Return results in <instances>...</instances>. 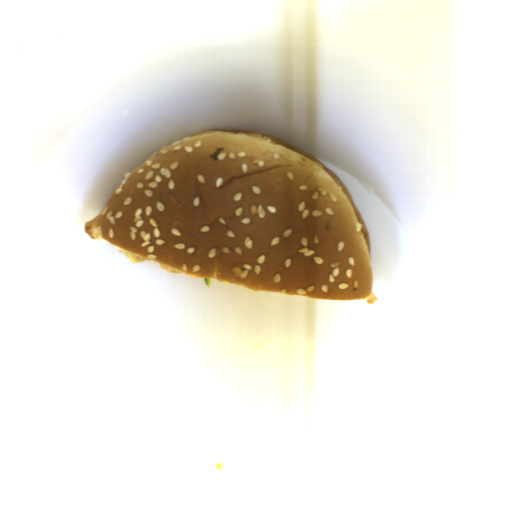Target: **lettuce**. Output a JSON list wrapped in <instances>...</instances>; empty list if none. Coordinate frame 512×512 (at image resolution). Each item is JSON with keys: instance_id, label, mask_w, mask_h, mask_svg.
I'll list each match as a JSON object with an SVG mask.
<instances>
[{"instance_id": "9fb2a089", "label": "lettuce", "mask_w": 512, "mask_h": 512, "mask_svg": "<svg viewBox=\"0 0 512 512\" xmlns=\"http://www.w3.org/2000/svg\"><path fill=\"white\" fill-rule=\"evenodd\" d=\"M203 281H204V283H205L206 287H207V288H210V279H209V277H204V280H203Z\"/></svg>"}]
</instances>
